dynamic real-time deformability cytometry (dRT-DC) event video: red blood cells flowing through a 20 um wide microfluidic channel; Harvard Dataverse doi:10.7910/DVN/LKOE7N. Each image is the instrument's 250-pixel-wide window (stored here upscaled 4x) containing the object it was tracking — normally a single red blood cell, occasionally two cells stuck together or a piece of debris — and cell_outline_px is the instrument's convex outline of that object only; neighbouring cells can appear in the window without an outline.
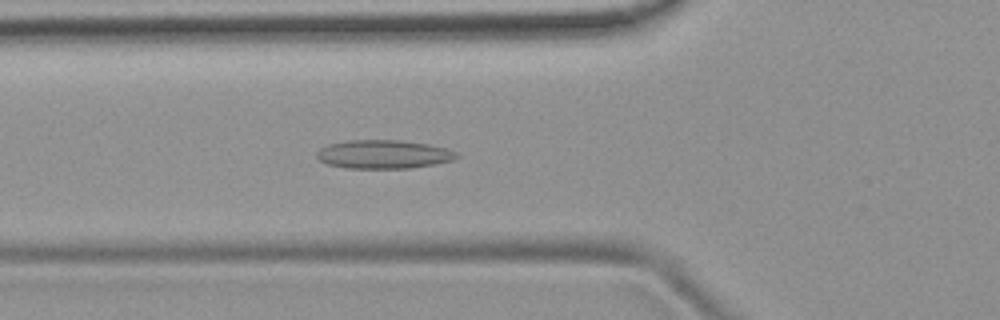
{"species": "common noctule bat (a hibernating species)", "species_latin": "Nyctalus noctula", "temperature_condition": "room temperature", "stored_images_in_passage": 52, "camera_frame_rate_fps": 3000, "um_per_image_px": 0.085, "animal": {"sex": "female", "body_mass_g": 19.9}, "frame": {"image": 1, "passage_image": 18, "time_ms": 5.667, "image_size_px": [1000, 320], "cell_outline_px": [[460, 156], [452, 160], [412, 168], [348, 168], [328, 164], [320, 160], [316, 156], [316, 152], [320, 148], [328, 144], [348, 140], [396, 140], [428, 144], [444, 148], [456, 152]], "centroid_in_image_um": [32.57, 13.11], "position_along_channel_um": 93.2, "area_um2": 23.12}}
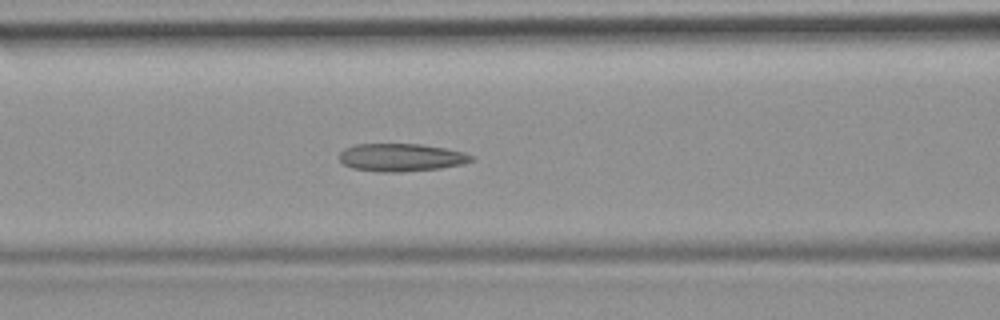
{"frame": {"image": 2, "passage_image": 21, "time_ms": 6.667, "image_size_px": [1000, 320], "cell_outline_px": [[476, 156], [472, 160], [460, 164], [440, 168], [404, 172], [380, 172], [352, 168], [344, 164], [340, 160], [340, 152], [344, 148], [356, 144], [420, 144], [444, 148], [464, 152]], "centroid_in_image_um": [34.09, 13.38], "position_along_channel_um": 132.5, "area_um2": 21.39}}
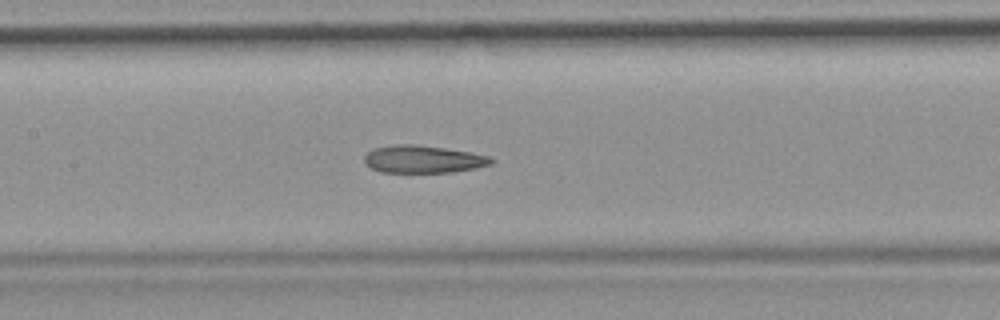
{"frame": {"image": 3, "passage_image": 24, "time_ms": 7.667, "image_size_px": [1000, 320], "cell_outline_px": [[496, 160], [492, 164], [476, 168], [452, 172], [380, 172], [372, 168], [364, 160], [364, 156], [372, 148], [392, 144], [416, 144], [472, 152], [488, 156]], "centroid_in_image_um": [35.98, 13.52], "position_along_channel_um": 171.4, "area_um2": 20.46}, "authors_computed_cell_mechanics": {"area_um2": 22.0218, "velocity_mm_per_s": 3.9046, "shape_relaxation_time_tau1_ms": null, "shape_relaxation_time_tau2_ms": 2.6048, "deformation_change_tau1": null, "deformation_change_tau2": 0.105}}